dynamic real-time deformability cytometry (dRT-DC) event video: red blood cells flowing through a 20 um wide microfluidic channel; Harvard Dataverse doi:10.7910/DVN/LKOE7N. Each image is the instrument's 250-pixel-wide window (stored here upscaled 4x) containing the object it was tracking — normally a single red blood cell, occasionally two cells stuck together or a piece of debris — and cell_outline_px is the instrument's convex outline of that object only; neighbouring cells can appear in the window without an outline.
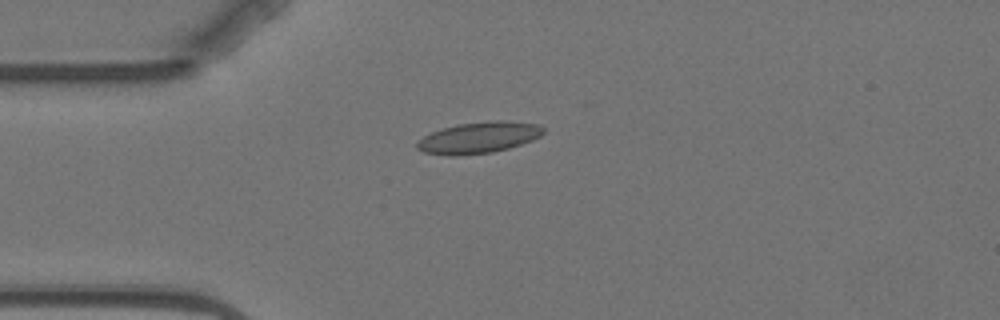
{"species": "Egyptian fruit bat (a non-hibernating species)", "species_latin": "Rousettus aegyptiacus", "temperature_condition": "warm", "stored_images_in_passage": 2, "camera_frame_rate_fps": 3000, "um_per_image_px": 0.085, "animal": {"sex": "female"}, "frame": {"image": 1, "passage_image": 2, "time_ms": 1.667, "image_size_px": [1000, 320], "cell_outline_px": [[544, 132], [540, 136], [532, 140], [508, 148], [492, 152], [452, 156], [448, 156], [424, 152], [416, 148], [416, 140], [432, 132], [456, 124], [488, 120], [504, 120], [540, 124], [544, 128]], "centroid_in_image_um": [40.68, 11.68], "position_along_channel_um": 44.3, "area_um2": 23.18}}